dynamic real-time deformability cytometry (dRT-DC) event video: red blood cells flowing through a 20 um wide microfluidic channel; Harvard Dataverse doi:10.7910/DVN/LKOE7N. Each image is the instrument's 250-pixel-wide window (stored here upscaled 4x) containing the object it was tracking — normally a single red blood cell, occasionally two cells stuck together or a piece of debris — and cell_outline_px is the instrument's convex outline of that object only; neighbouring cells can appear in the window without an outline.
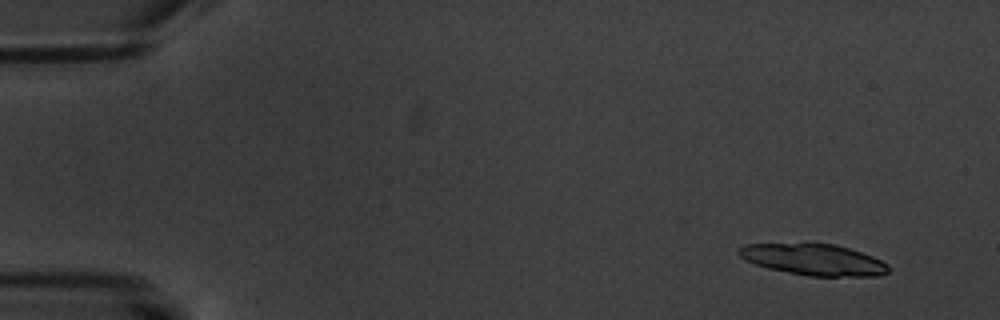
{"species": "common noctule bat (a hibernating species)", "species_latin": "Nyctalus noctula", "temperature_condition": "warm", "stored_images_in_passage": 5, "camera_frame_rate_fps": 3000, "um_per_image_px": 0.085, "animal": {"sex": "male", "body_mass_g": 20.1, "forearm_length_mm": 53.5}, "frame": {"image": 1, "passage_image": 2, "time_ms": 1.0, "image_size_px": [1000, 320], "cell_outline_px": [[888, 272], [880, 276], [808, 276], [768, 268], [744, 260], [736, 252], [736, 248], [744, 244], [836, 244], [872, 256], [888, 264]], "centroid_in_image_um": [69.13, 22.07], "position_along_channel_um": 15.9, "area_um2": 27.11}}